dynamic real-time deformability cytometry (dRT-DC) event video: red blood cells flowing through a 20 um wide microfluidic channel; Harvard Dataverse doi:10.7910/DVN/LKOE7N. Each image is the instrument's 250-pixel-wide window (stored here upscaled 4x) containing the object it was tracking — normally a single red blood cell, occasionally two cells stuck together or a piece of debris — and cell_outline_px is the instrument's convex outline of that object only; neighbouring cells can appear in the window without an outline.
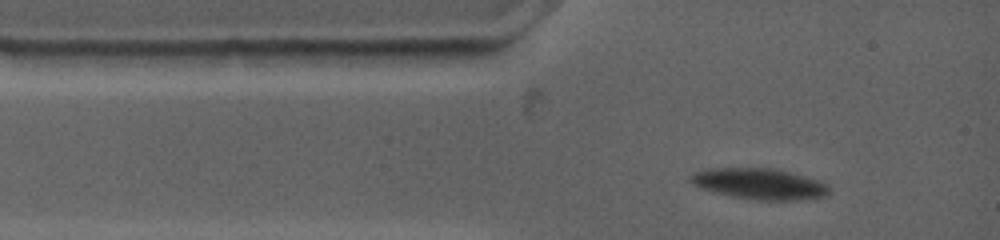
{"species": "common noctule bat (a hibernating species)", "species_latin": "Nyctalus noctula", "temperature_condition": "warm", "stored_images_in_passage": 3, "camera_frame_rate_fps": 4500, "um_per_image_px": 0.085, "animal": {"sex": "female", "body_mass_g": 19.0, "forearm_length_mm": 53.3}, "frame": {"image": 1, "passage_image": 2, "time_ms": 0.667, "image_size_px": [1000, 240], "cell_outline_px": [[828, 196], [800, 200], [756, 200], [732, 196], [712, 192], [700, 188], [692, 184], [688, 180], [688, 176], [692, 172], [708, 168], [772, 168], [820, 180], [828, 184]], "centroid_in_image_um": [64.5, 15.62], "position_along_channel_um": 20.5, "area_um2": 25.26}}